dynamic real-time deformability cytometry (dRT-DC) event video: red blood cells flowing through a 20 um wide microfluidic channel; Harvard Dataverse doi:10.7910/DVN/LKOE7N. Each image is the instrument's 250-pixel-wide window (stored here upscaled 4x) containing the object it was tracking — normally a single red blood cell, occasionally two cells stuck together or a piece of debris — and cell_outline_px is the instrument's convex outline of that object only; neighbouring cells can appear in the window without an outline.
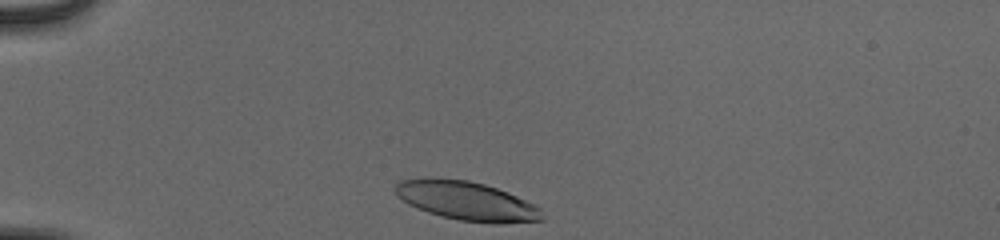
{"species": "human", "species_latin": "Homo sapiens", "temperature_condition": "cold", "stored_images_in_passage": 32, "camera_frame_rate_fps": 3000, "um_per_image_px": 0.085, "donor": {"sex": "male"}, "frame": {"image": 1, "passage_image": 1, "time_ms": 0.0, "image_size_px": [1000, 240], "cell_outline_px": [[544, 220], [500, 224], [492, 224], [460, 220], [428, 212], [416, 208], [408, 204], [396, 192], [396, 184], [400, 180], [468, 180], [484, 184], [508, 192], [536, 204], [540, 208], [544, 216]], "centroid_in_image_um": [39.79, 17.12], "position_along_channel_um": 45.2, "area_um2": 32.6}}
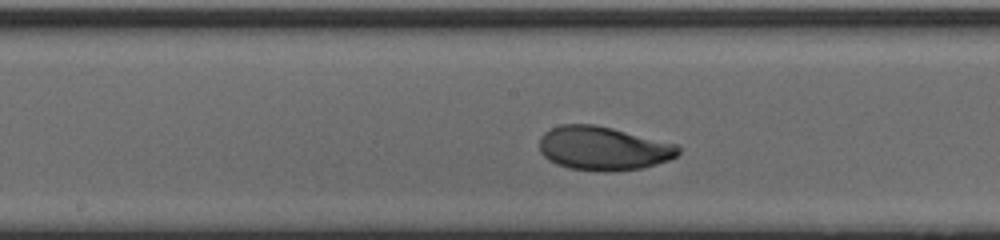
{"frame": {"image": 2, "passage_image": 16, "time_ms": 5.0, "image_size_px": [1000, 240], "cell_outline_px": [[680, 152], [676, 156], [668, 160], [656, 164], [640, 168], [612, 172], [600, 172], [568, 168], [556, 164], [548, 160], [540, 152], [540, 136], [544, 132], [560, 124], [596, 124], [676, 144], [680, 148]], "centroid_in_image_um": [51.24, 12.62], "position_along_channel_um": 197.0, "area_um2": 35.6}}
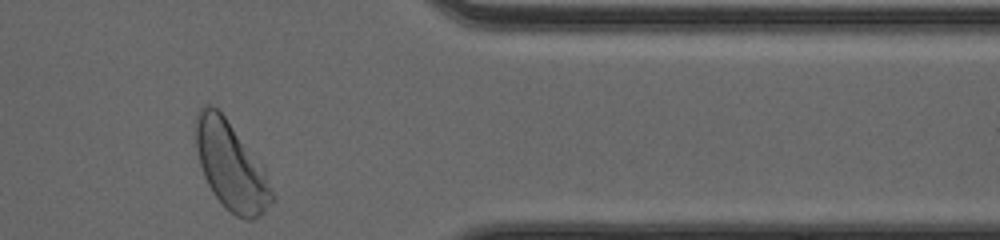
{"frame": {"image": 3, "passage_image": 32, "time_ms": 10.333, "image_size_px": [1000, 240], "cell_outline_px": [[276, 200], [252, 220], [244, 220], [236, 216], [212, 192], [204, 176], [200, 164], [196, 148], [196, 116], [200, 108], [204, 104], [212, 104], [224, 116], [264, 168], [276, 196]], "centroid_in_image_um": [19.65, 14.12], "position_along_channel_um": 391.8, "area_um2": 38.49}, "authors_computed_cell_mechanics": {"area_um2": 35.3158, "velocity_mm_per_s": 3.8681, "shape_relaxation_time_tau1_ms": 2.9929, "shape_relaxation_time_tau2_ms": 1.0613, "deformation_change_tau1": 0.1673, "deformation_change_tau2": 0.0498}}